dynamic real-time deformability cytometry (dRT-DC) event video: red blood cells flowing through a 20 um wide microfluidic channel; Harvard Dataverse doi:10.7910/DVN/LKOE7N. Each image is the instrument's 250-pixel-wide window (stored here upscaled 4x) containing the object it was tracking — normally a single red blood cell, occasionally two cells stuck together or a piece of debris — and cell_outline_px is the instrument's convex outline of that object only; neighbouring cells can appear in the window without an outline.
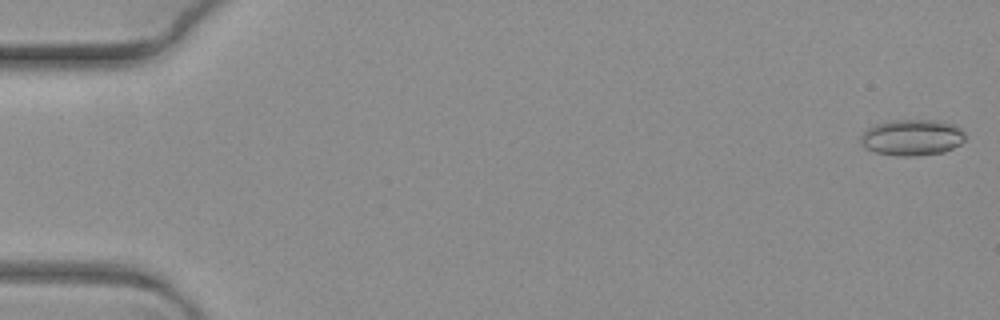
{"species": "common noctule bat (a hibernating species)", "species_latin": "Nyctalus noctula", "temperature_condition": "warm", "stored_images_in_passage": 6, "camera_frame_rate_fps": 3000, "um_per_image_px": 0.085, "animal": {"sex": "female", "body_mass_g": 19.3, "forearm_length_mm": 54.1}, "frame": {"image": 1, "passage_image": 1, "time_ms": 0.0, "image_size_px": [1000, 320], "cell_outline_px": [[964, 140], [960, 144], [944, 152], [912, 156], [900, 156], [876, 152], [864, 148], [860, 140], [860, 136], [872, 124], [892, 120], [936, 120], [956, 124], [964, 132]], "centroid_in_image_um": [77.51, 11.67], "position_along_channel_um": 7.5, "area_um2": 22.14}}